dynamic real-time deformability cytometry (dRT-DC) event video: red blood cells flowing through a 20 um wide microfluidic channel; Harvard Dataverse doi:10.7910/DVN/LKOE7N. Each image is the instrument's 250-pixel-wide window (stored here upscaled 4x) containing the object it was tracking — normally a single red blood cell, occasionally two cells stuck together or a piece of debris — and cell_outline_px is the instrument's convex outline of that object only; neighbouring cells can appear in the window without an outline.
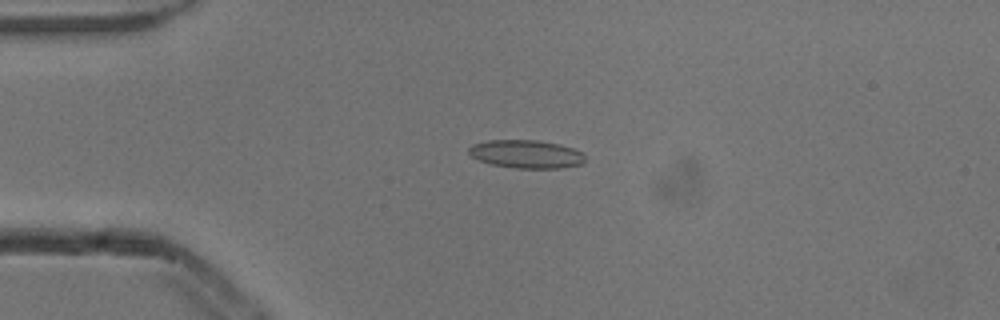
{"species": "common noctule bat (a hibernating species)", "species_latin": "Nyctalus noctula", "temperature_condition": "cold", "stored_images_in_passage": 3, "camera_frame_rate_fps": 3000, "um_per_image_px": 0.085, "animal": {"sex": "male", "body_mass_g": 13.3}, "frame": {"image": 1, "passage_image": 3, "time_ms": 0.667, "image_size_px": [1000, 320], "cell_outline_px": [[584, 164], [560, 168], [516, 168], [492, 164], [480, 160], [472, 156], [468, 152], [468, 148], [472, 144], [488, 140], [536, 140], [560, 144], [576, 148], [584, 152]], "centroid_in_image_um": [44.78, 13.09], "position_along_channel_um": 40.2, "area_um2": 19.25}}